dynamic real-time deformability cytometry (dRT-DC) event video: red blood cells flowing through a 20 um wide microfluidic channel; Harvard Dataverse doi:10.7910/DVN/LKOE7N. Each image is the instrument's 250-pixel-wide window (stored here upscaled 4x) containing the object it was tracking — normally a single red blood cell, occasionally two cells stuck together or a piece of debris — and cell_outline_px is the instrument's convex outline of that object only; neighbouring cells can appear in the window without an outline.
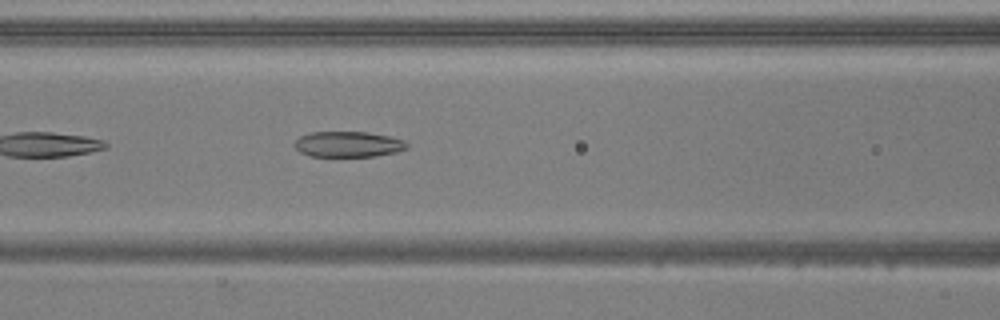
{"species": "common noctule bat (a hibernating species)", "species_latin": "Nyctalus noctula", "temperature_condition": "warm", "stored_images_in_passage": 18, "camera_frame_rate_fps": 3000, "um_per_image_px": 0.085, "animal": {"sex": "male", "body_mass_g": 20.5, "forearm_length_mm": 52.5}, "frame": {"image": 1, "passage_image": 8, "time_ms": 2.333, "image_size_px": [1000, 320], "cell_outline_px": [[408, 148], [396, 152], [376, 156], [308, 156], [300, 152], [292, 144], [300, 136], [308, 132], [368, 132], [392, 136], [404, 140], [408, 144]], "centroid_in_image_um": [29.6, 12.25], "position_along_channel_um": 137.0, "area_um2": 16.99}}